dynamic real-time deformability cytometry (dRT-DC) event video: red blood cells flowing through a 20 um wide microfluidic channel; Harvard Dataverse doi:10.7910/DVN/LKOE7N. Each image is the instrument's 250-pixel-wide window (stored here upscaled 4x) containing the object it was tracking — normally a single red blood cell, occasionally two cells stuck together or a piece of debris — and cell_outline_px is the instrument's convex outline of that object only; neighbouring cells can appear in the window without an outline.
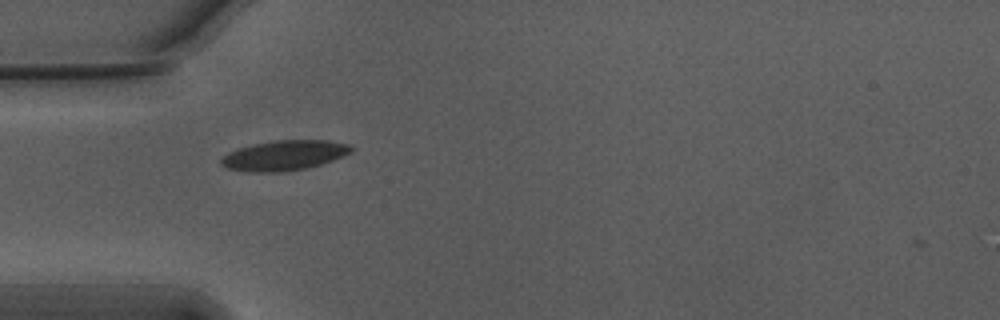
{"species": "Egyptian fruit bat (a non-hibernating species)", "species_latin": "Rousettus aegyptiacus", "temperature_condition": "warm", "stored_images_in_passage": 39, "camera_frame_rate_fps": 3000, "um_per_image_px": 0.085, "animal": {"sex": "male"}, "frame": {"image": 1, "passage_image": 1, "time_ms": 0.0, "image_size_px": [1000, 320], "cell_outline_px": [[356, 148], [352, 152], [344, 156], [320, 164], [304, 168], [276, 172], [252, 172], [228, 168], [220, 164], [220, 160], [228, 152], [252, 144], [272, 140], [328, 140], [348, 144]], "centroid_in_image_um": [24.18, 13.19], "position_along_channel_um": 60.8, "area_um2": 22.66}}
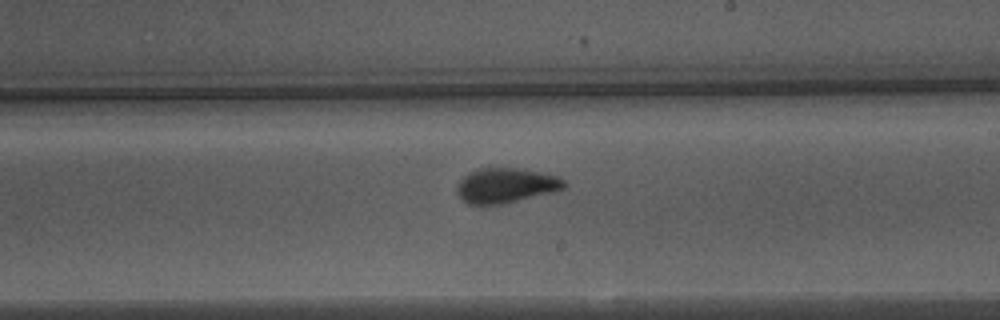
{"frame": {"image": 2, "passage_image": 16, "time_ms": 5.0, "image_size_px": [1000, 320], "cell_outline_px": [[568, 184], [564, 188], [552, 192], [504, 204], [480, 208], [468, 204], [456, 192], [456, 188], [460, 180], [464, 176], [476, 168], [516, 168], [544, 172], [560, 176]], "centroid_in_image_um": [42.99, 15.79], "position_along_channel_um": 246.0, "area_um2": 22.43}}
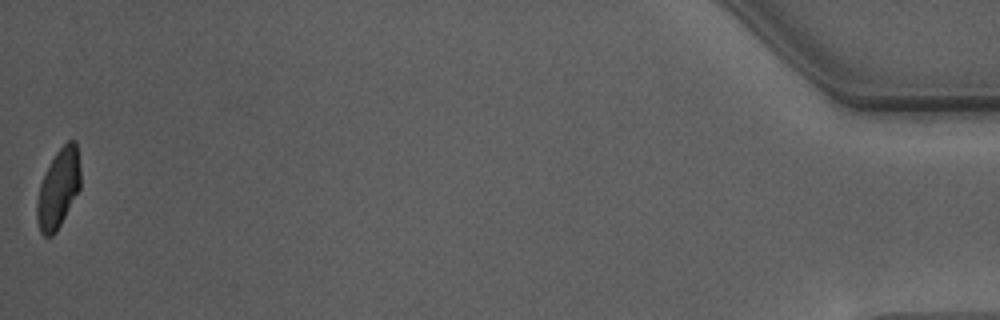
{"frame": {"image": 3, "passage_image": 39, "time_ms": 12.667, "image_size_px": [1000, 320], "cell_outline_px": [[80, 188], [56, 232], [52, 236], [44, 236], [40, 232], [36, 220], [36, 200], [40, 184], [56, 152], [68, 140], [76, 140], [80, 168]], "centroid_in_image_um": [4.95, 16.04], "position_along_channel_um": 430.2, "area_um2": 19.94}, "authors_computed_cell_mechanics": {"area_um2": 21.7328, "velocity_mm_per_s": 3.7499, "shape_relaxation_time_tau1_ms": 3.3772, "shape_relaxation_time_tau2_ms": null, "deformation_change_tau1": 0.1444, "deformation_change_tau2": null}}